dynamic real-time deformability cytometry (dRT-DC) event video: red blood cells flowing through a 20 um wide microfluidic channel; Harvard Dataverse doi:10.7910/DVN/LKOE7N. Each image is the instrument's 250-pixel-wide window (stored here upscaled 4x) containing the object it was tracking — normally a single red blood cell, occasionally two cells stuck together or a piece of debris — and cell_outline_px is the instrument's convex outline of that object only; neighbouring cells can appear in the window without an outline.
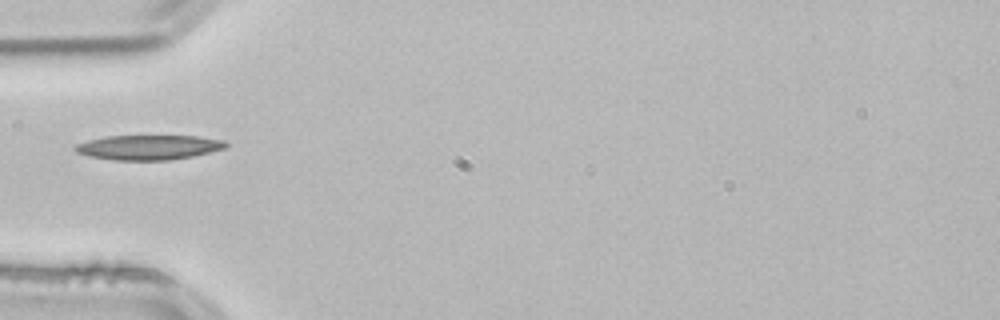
{"species": "common noctule bat (a hibernating species)", "species_latin": "Nyctalus noctula", "temperature_condition": "room temperature", "stored_images_in_passage": 14, "camera_frame_rate_fps": 3000, "um_per_image_px": 0.085, "animal": {"sex": "male", "body_mass_g": 21.5, "forearm_length_mm": 52.0}, "frame": {"image": 1, "passage_image": 1, "time_ms": 0.0, "image_size_px": [1000, 320], "cell_outline_px": [[228, 144], [224, 148], [192, 156], [168, 160], [112, 160], [88, 156], [76, 152], [72, 148], [76, 144], [88, 140], [108, 136], [196, 136], [224, 140]], "centroid_in_image_um": [12.58, 12.52], "position_along_channel_um": 72.4, "area_um2": 21.62}}
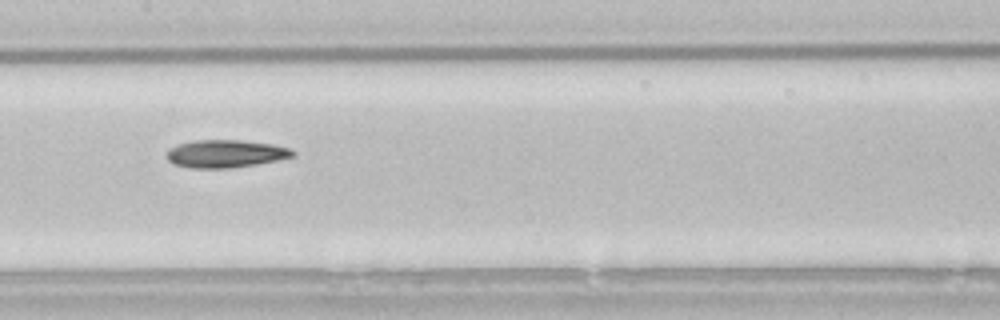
{"frame": {"image": 2, "passage_image": 10, "time_ms": 3.0, "image_size_px": [1000, 320], "cell_outline_px": [[296, 156], [256, 164], [228, 168], [188, 168], [172, 164], [164, 156], [168, 148], [176, 144], [196, 140], [244, 140], [272, 144], [292, 148], [296, 152]], "centroid_in_image_um": [19.14, 13.06], "position_along_channel_um": 188.3, "area_um2": 20.75}}